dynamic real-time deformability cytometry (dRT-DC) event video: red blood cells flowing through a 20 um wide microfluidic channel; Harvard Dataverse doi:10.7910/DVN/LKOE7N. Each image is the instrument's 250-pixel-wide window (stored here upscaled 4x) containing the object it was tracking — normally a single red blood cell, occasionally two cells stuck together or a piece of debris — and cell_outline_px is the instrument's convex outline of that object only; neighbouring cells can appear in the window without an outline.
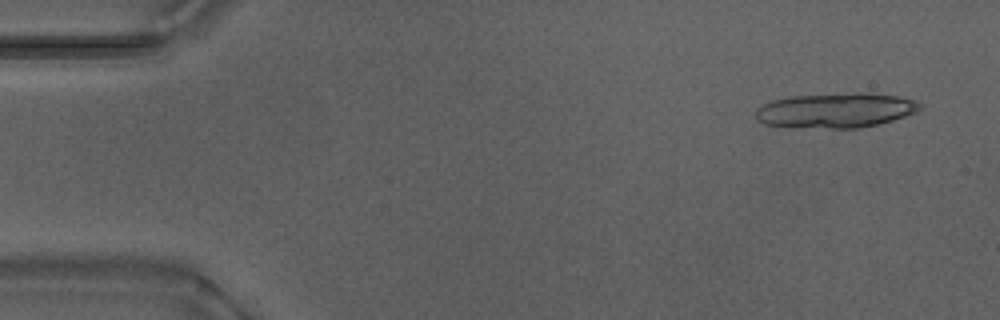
{"species": "Egyptian fruit bat (a non-hibernating species)", "species_latin": "Rousettus aegyptiacus", "temperature_condition": "warm", "stored_images_in_passage": 18, "camera_frame_rate_fps": 3000, "um_per_image_px": 0.085, "animal": {"sex": "male"}, "frame": {"image": 1, "passage_image": 3, "time_ms": 0.667, "image_size_px": [1000, 320], "cell_outline_px": [[920, 108], [916, 112], [892, 120], [876, 124], [856, 128], [832, 128], [764, 124], [756, 120], [756, 108], [772, 100], [792, 96], [868, 92], [872, 92], [896, 96], [916, 100], [920, 104]], "centroid_in_image_um": [71.05, 9.36], "position_along_channel_um": 14.0, "area_um2": 32.89}}